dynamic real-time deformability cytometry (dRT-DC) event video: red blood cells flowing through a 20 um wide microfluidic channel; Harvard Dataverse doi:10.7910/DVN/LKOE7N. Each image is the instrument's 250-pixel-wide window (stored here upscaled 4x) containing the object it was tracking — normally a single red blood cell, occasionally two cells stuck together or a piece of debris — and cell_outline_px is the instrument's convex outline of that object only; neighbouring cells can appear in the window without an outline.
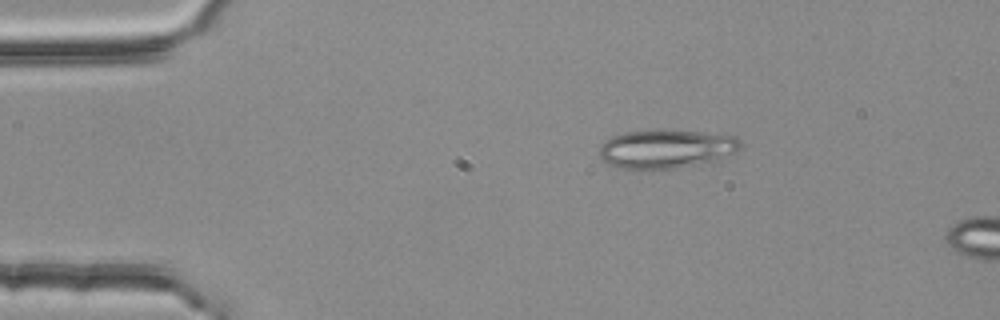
{"species": "common noctule bat (a hibernating species)", "species_latin": "Nyctalus noctula", "temperature_condition": "room temperature", "stored_images_in_passage": 7, "camera_frame_rate_fps": 3000, "um_per_image_px": 0.085, "animal": {"sex": "female", "body_mass_g": 25.1}, "frame": {"image": 1, "passage_image": 2, "time_ms": 0.333, "image_size_px": [1000, 320], "cell_outline_px": [[740, 148], [736, 152], [720, 160], [676, 168], [652, 172], [640, 172], [620, 168], [604, 160], [600, 156], [600, 144], [612, 136], [624, 132], [656, 128], [664, 128], [736, 136], [740, 140]], "centroid_in_image_um": [56.61, 12.67], "position_along_channel_um": 28.4, "area_um2": 33.12}}